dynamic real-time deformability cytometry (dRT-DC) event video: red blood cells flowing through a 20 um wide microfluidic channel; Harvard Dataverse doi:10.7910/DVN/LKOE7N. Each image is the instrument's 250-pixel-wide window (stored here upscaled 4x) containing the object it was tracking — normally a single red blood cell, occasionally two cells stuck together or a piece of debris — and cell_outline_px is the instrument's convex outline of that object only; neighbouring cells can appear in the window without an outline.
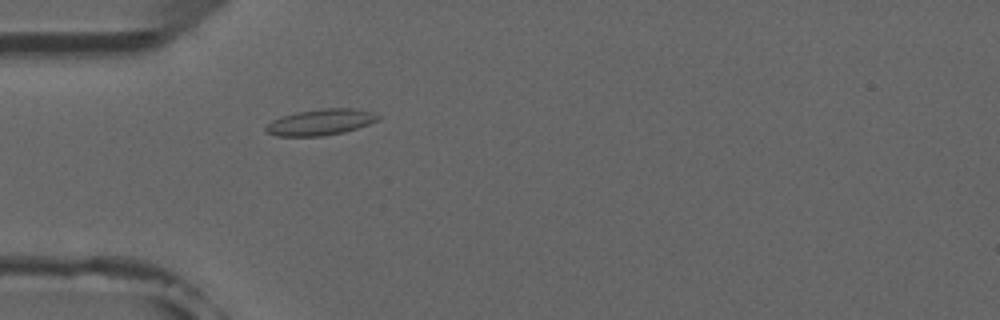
{"species": "common noctule bat (a hibernating species)", "species_latin": "Nyctalus noctula", "temperature_condition": "room temperature", "stored_images_in_passage": 5, "camera_frame_rate_fps": 3000, "um_per_image_px": 0.085, "animal": {"sex": "male", "forearm_length_mm": 52.5}, "frame": {"image": 1, "passage_image": 5, "time_ms": 4.667, "image_size_px": [1000, 320], "cell_outline_px": [[380, 116], [376, 120], [368, 124], [344, 132], [324, 136], [276, 136], [268, 132], [264, 128], [272, 120], [280, 116], [296, 112], [324, 108], [356, 108], [372, 112]], "centroid_in_image_um": [27.22, 10.38], "position_along_channel_um": 57.8, "area_um2": 16.99}}